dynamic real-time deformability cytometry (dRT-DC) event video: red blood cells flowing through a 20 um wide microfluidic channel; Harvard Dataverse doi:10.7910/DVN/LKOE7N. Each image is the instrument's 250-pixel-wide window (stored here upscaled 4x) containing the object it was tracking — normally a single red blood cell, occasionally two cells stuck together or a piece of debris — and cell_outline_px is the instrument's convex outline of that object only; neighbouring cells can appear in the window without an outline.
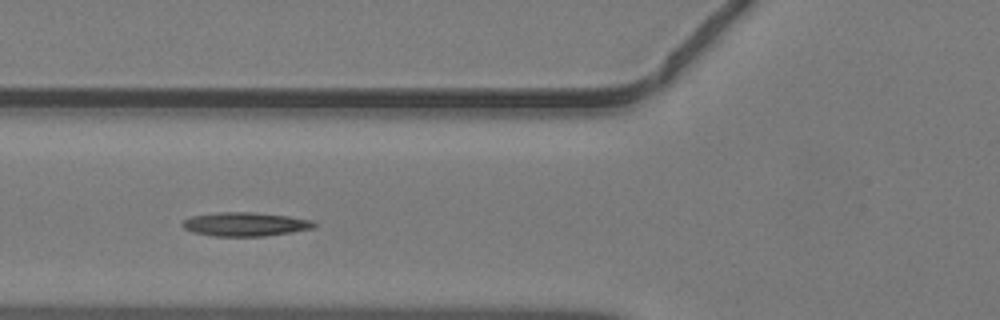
{"species": "common noctule bat (a hibernating species)", "species_latin": "Nyctalus noctula", "temperature_condition": "warm", "stored_images_in_passage": 18, "camera_frame_rate_fps": 3000, "um_per_image_px": 0.085, "animal": {"sex": "male", "body_mass_g": 19.2, "forearm_length_mm": 51.8}, "frame": {"image": 1, "passage_image": 10, "time_ms": 3.0, "image_size_px": [1000, 320], "cell_outline_px": [[316, 228], [268, 236], [212, 236], [192, 232], [184, 228], [180, 224], [184, 220], [192, 216], [216, 212], [252, 212], [288, 216], [312, 220], [316, 224]], "centroid_in_image_um": [20.85, 19.06], "position_along_channel_um": 105.0, "area_um2": 18.44}}
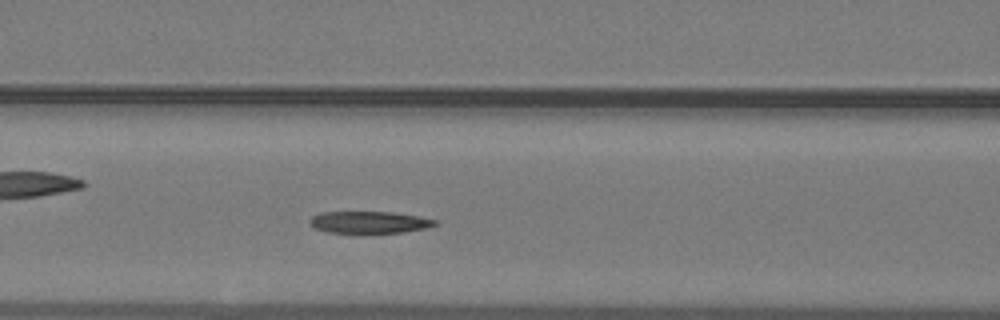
{"frame": {"image": 2, "passage_image": 12, "time_ms": 3.667, "image_size_px": [1000, 320], "cell_outline_px": [[436, 224], [424, 228], [404, 232], [360, 236], [328, 232], [316, 228], [308, 220], [312, 216], [320, 212], [392, 212], [416, 216], [436, 220]], "centroid_in_image_um": [31.32, 18.94], "position_along_channel_um": 135.3, "area_um2": 16.65}}
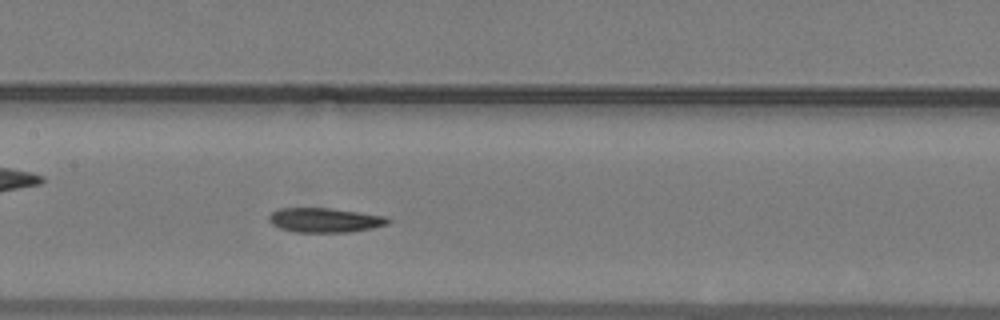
{"frame": {"image": 3, "passage_image": 15, "time_ms": 4.667, "image_size_px": [1000, 320], "cell_outline_px": [[392, 220], [388, 224], [372, 228], [348, 232], [296, 232], [280, 228], [272, 224], [268, 220], [268, 216], [272, 212], [280, 208], [332, 208], [388, 216]], "centroid_in_image_um": [27.64, 18.7], "position_along_channel_um": 179.8, "area_um2": 17.11}}